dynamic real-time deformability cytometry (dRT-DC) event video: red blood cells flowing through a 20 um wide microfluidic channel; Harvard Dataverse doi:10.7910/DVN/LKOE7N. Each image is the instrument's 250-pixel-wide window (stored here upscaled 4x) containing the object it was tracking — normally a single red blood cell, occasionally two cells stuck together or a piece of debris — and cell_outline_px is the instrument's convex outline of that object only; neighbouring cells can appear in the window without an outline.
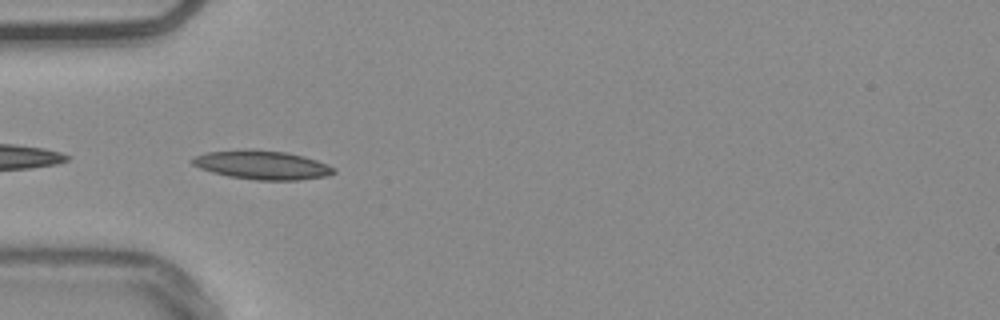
{"species": "common noctule bat (a hibernating species)", "species_latin": "Nyctalus noctula", "temperature_condition": "warm", "stored_images_in_passage": 8, "camera_frame_rate_fps": 3000, "um_per_image_px": 0.085, "animal": {"sex": "male", "body_mass_g": 20.4}, "frame": {"image": 1, "passage_image": 1, "time_ms": 0.0, "image_size_px": [1000, 320], "cell_outline_px": [[336, 172], [328, 176], [300, 180], [256, 180], [228, 176], [212, 172], [200, 168], [192, 164], [192, 160], [196, 156], [208, 152], [248, 148], [252, 148], [288, 152], [304, 156], [328, 164], [336, 168]], "centroid_in_image_um": [22.33, 14.01], "position_along_channel_um": 62.7, "area_um2": 24.04}}
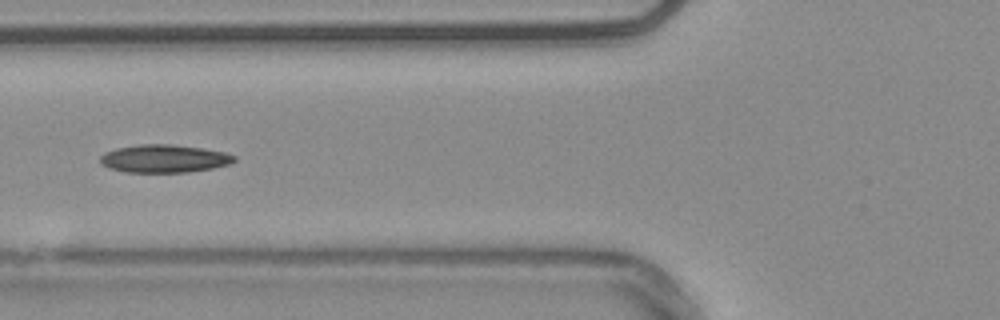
{"frame": {"image": 2, "passage_image": 5, "time_ms": 1.333, "image_size_px": [1000, 320], "cell_outline_px": [[236, 160], [232, 164], [212, 168], [188, 172], [124, 172], [108, 168], [100, 164], [100, 156], [104, 152], [116, 148], [140, 144], [172, 144], [200, 148], [224, 152], [236, 156]], "centroid_in_image_um": [13.93, 13.48], "position_along_channel_um": 111.9, "area_um2": 21.96}}